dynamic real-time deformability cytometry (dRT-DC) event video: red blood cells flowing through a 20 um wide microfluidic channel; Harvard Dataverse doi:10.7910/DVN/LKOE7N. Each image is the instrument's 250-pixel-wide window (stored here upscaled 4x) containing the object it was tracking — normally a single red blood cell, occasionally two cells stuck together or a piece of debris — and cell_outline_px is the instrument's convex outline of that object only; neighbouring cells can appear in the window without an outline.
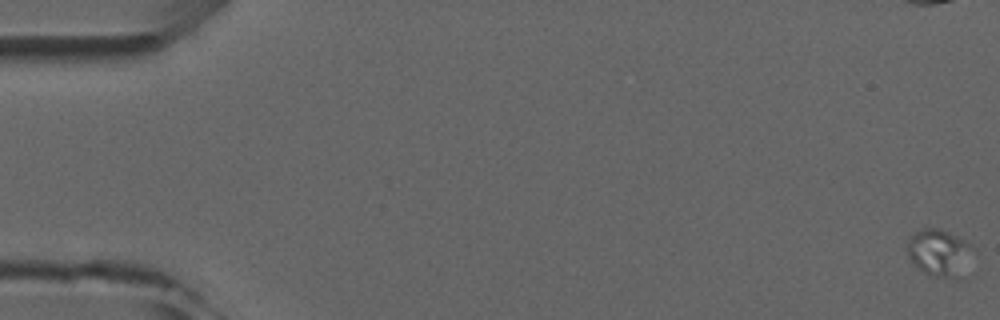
{"species": "common noctule bat (a hibernating species)", "species_latin": "Nyctalus noctula", "temperature_condition": "room temperature", "stored_images_in_passage": 11, "camera_frame_rate_fps": 3000, "um_per_image_px": 0.085, "animal": {"sex": "male", "forearm_length_mm": 52.5}, "frame": {"image": 1, "passage_image": 1, "time_ms": 0.0, "image_size_px": [1000, 320], "cell_outline_px": [[968, 248], [956, 280], [952, 280], [928, 276], [908, 256], [908, 236], [924, 228], [940, 228], [964, 240], [968, 244]], "centroid_in_image_um": [79.69, 21.47], "position_along_channel_um": 5.3, "area_um2": 16.88}}